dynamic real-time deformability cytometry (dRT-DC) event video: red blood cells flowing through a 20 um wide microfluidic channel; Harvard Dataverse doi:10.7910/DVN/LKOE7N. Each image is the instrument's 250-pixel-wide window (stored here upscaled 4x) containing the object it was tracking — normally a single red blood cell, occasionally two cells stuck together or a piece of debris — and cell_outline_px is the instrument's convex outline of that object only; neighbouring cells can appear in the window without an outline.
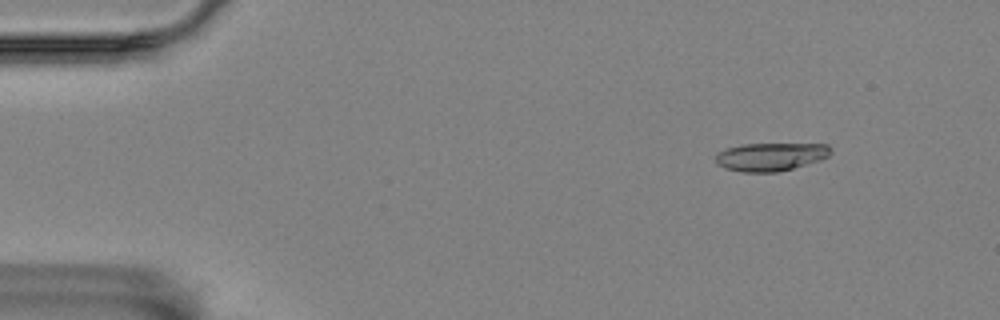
{"species": "Egyptian fruit bat (a non-hibernating species)", "species_latin": "Rousettus aegyptiacus", "temperature_condition": "room temperature", "stored_images_in_passage": 5, "camera_frame_rate_fps": 3000, "um_per_image_px": 0.085, "animal": {"sex": "female"}, "frame": {"image": 1, "passage_image": 2, "time_ms": 0.333, "image_size_px": [1000, 320], "cell_outline_px": [[832, 152], [828, 156], [820, 160], [792, 168], [776, 172], [744, 172], [728, 168], [716, 164], [716, 156], [720, 152], [728, 148], [744, 144], [828, 144], [832, 148]], "centroid_in_image_um": [65.55, 13.31], "position_along_channel_um": 19.4, "area_um2": 18.61}}
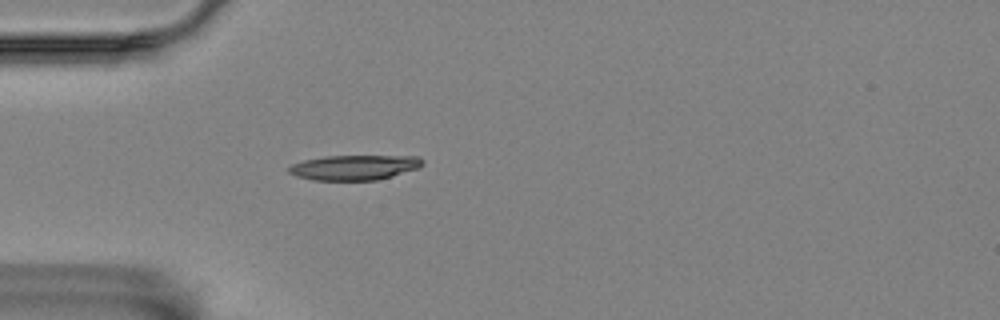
{"frame": {"image": 2, "passage_image": 5, "time_ms": 1.333, "image_size_px": [1000, 320], "cell_outline_px": [[424, 164], [416, 168], [392, 176], [376, 180], [312, 180], [296, 176], [288, 172], [288, 168], [292, 164], [304, 160], [324, 156], [420, 156], [424, 160]], "centroid_in_image_um": [30.11, 14.23], "position_along_channel_um": 54.9, "area_um2": 19.42}}